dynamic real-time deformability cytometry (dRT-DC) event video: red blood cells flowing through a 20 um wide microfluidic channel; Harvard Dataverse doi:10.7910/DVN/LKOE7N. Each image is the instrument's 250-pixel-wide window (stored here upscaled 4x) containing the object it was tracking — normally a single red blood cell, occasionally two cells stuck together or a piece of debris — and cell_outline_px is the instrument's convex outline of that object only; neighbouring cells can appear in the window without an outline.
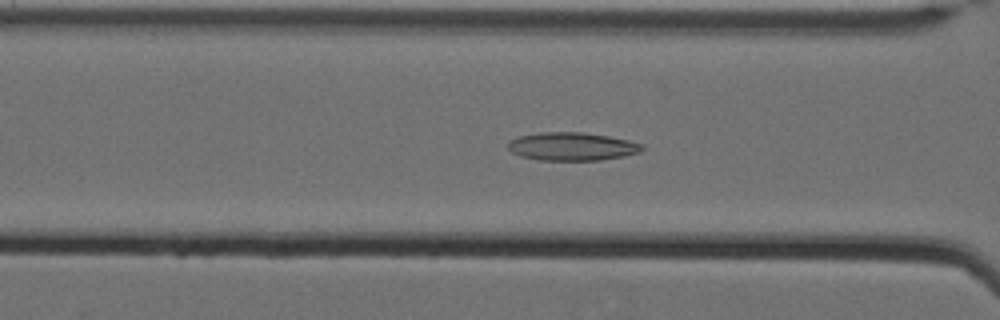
{"species": "Egyptian fruit bat (a non-hibernating species)", "species_latin": "Rousettus aegyptiacus", "temperature_condition": "cold", "stored_images_in_passage": 63, "camera_frame_rate_fps": 3000, "um_per_image_px": 0.085, "animal": {"sex": "female"}, "frame": {"image": 1, "passage_image": 29, "time_ms": 9.333, "image_size_px": [1000, 320], "cell_outline_px": [[644, 148], [640, 152], [624, 156], [600, 160], [540, 160], [520, 156], [512, 152], [508, 148], [508, 140], [520, 136], [540, 132], [584, 132], [608, 136], [628, 140], [644, 144]], "centroid_in_image_um": [48.63, 12.44], "position_along_channel_um": 118.0, "area_um2": 22.08}}
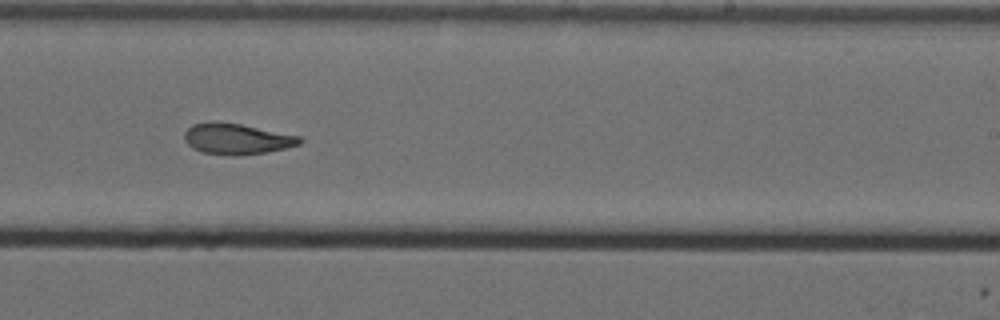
{"frame": {"image": 2, "passage_image": 42, "time_ms": 13.667, "image_size_px": [1000, 320], "cell_outline_px": [[304, 140], [300, 144], [288, 148], [268, 152], [240, 156], [232, 156], [204, 152], [192, 148], [184, 140], [184, 132], [192, 124], [240, 124], [300, 136]], "centroid_in_image_um": [20.19, 11.85], "position_along_channel_um": 268.8, "area_um2": 20.35}}
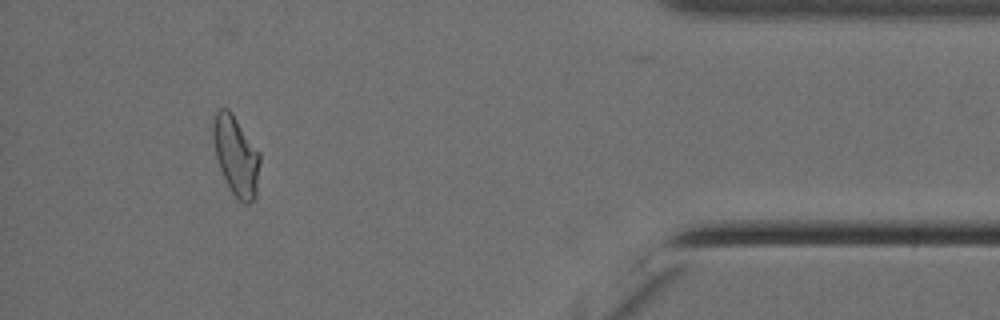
{"frame": {"image": 3, "passage_image": 58, "time_ms": 19.0, "image_size_px": [1000, 320], "cell_outline_px": [[260, 160], [256, 196], [248, 204], [244, 204], [232, 192], [216, 160], [212, 140], [212, 128], [216, 112], [220, 108], [228, 108], [232, 112], [260, 152]], "centroid_in_image_um": [20.06, 13.2], "position_along_channel_um": 415.1, "area_um2": 21.68}}